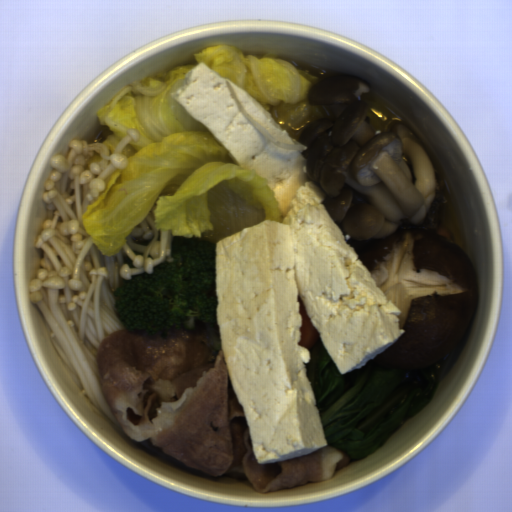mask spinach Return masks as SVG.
<instances>
[{"instance_id":"obj_1","label":"spinach","mask_w":512,"mask_h":512,"mask_svg":"<svg viewBox=\"0 0 512 512\" xmlns=\"http://www.w3.org/2000/svg\"><path fill=\"white\" fill-rule=\"evenodd\" d=\"M305 372L326 446L350 460L363 459L433 398L444 358L425 370L393 372L367 361L343 374L319 335L307 350Z\"/></svg>"}]
</instances>
